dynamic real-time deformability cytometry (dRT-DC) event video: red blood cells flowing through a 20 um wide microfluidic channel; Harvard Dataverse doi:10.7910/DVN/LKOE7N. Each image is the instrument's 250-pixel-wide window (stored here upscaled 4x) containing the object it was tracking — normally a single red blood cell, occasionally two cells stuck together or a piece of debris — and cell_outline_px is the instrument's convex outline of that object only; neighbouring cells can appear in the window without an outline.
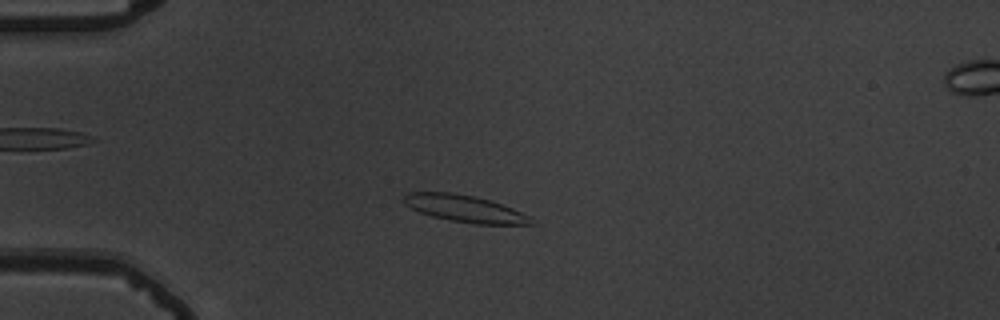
{"species": "common noctule bat (a hibernating species)", "species_latin": "Nyctalus noctula", "temperature_condition": "warm", "stored_images_in_passage": 54, "camera_frame_rate_fps": 3000, "um_per_image_px": 0.085, "animal": {"sex": "male", "body_mass_g": 19.5, "forearm_length_mm": 54.6}, "frame": {"image": 1, "passage_image": 13, "time_ms": 4.0, "image_size_px": [1000, 320], "cell_outline_px": [[536, 224], [472, 224], [432, 216], [420, 212], [404, 204], [404, 196], [408, 192], [452, 192], [476, 196], [512, 208], [528, 216]], "centroid_in_image_um": [39.48, 17.72], "position_along_channel_um": 45.5, "area_um2": 19.71}}
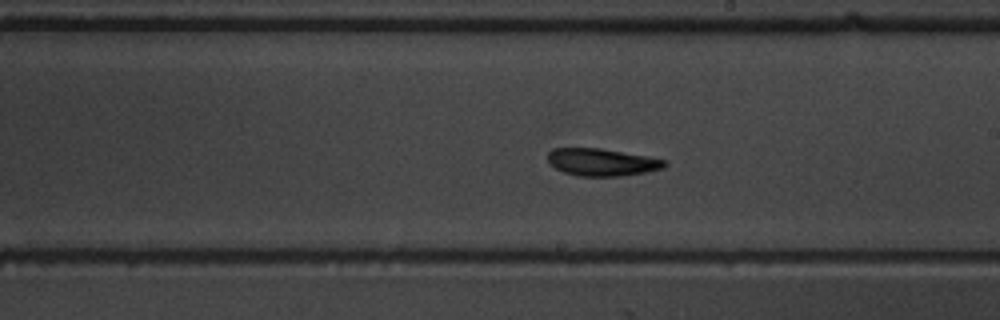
{"frame": {"image": 2, "passage_image": 31, "time_ms": 10.0, "image_size_px": [1000, 320], "cell_outline_px": [[668, 164], [664, 168], [644, 172], [620, 176], [580, 176], [564, 172], [548, 164], [548, 152], [552, 148], [600, 148], [668, 160]], "centroid_in_image_um": [51.15, 13.78], "position_along_channel_um": 237.8, "area_um2": 18.61}}
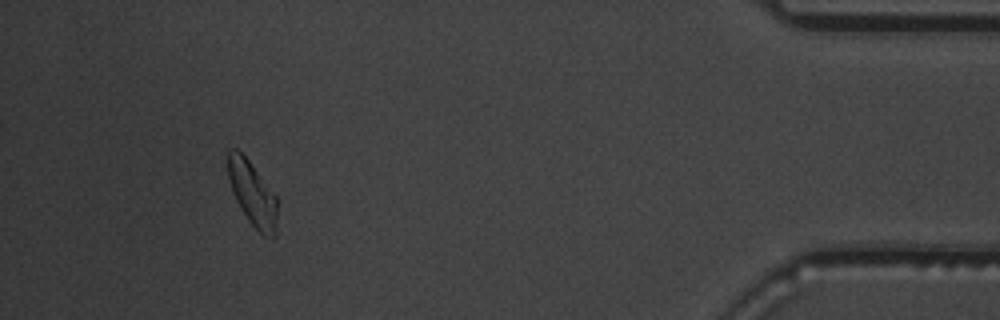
{"frame": {"image": 3, "passage_image": 50, "time_ms": 16.333, "image_size_px": [1000, 320], "cell_outline_px": [[276, 236], [264, 236], [248, 220], [240, 208], [236, 200], [228, 176], [228, 148], [236, 148], [248, 160], [276, 196]], "centroid_in_image_um": [21.45, 16.45], "position_along_channel_um": 413.8, "area_um2": 18.03}, "authors_computed_cell_mechanics": {"area_um2": 19.2185, "velocity_mm_per_s": 3.6543, "shape_relaxation_time_tau1_ms": 5.1859, "shape_relaxation_time_tau2_ms": 1.6415, "deformation_change_tau1": 0.1438, "deformation_change_tau2": 0.0773}}